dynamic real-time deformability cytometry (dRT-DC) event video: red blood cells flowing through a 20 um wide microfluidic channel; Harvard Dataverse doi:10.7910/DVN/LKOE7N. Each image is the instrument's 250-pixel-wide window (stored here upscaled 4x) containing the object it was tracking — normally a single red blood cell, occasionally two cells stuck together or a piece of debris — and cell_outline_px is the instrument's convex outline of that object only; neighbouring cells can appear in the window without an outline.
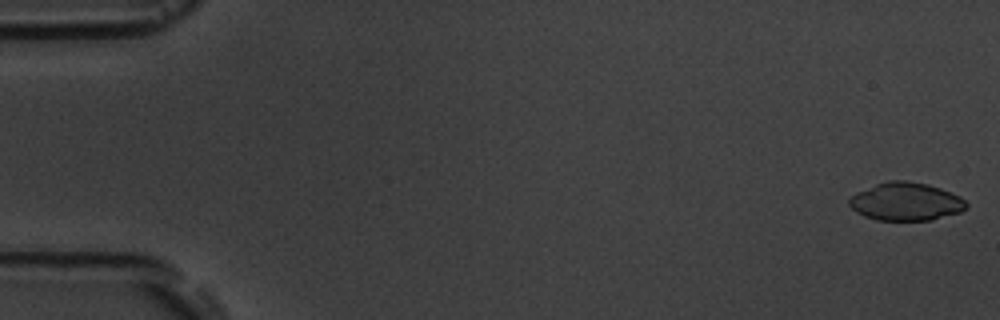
{"species": "common noctule bat (a hibernating species)", "species_latin": "Nyctalus noctula", "temperature_condition": "room temperature", "stored_images_in_passage": 6, "camera_frame_rate_fps": 3000, "um_per_image_px": 0.085, "animal": {"sex": "male", "body_mass_g": 19.5, "forearm_length_mm": 54.6}, "frame": {"image": 1, "passage_image": 1, "time_ms": 0.0, "image_size_px": [1000, 320], "cell_outline_px": [[968, 208], [960, 212], [932, 220], [876, 220], [864, 216], [856, 212], [848, 204], [848, 200], [856, 192], [876, 184], [888, 180], [904, 180], [928, 184], [940, 188], [960, 196], [968, 204]], "centroid_in_image_um": [77.0, 17.14], "position_along_channel_um": 8.0, "area_um2": 26.07}}
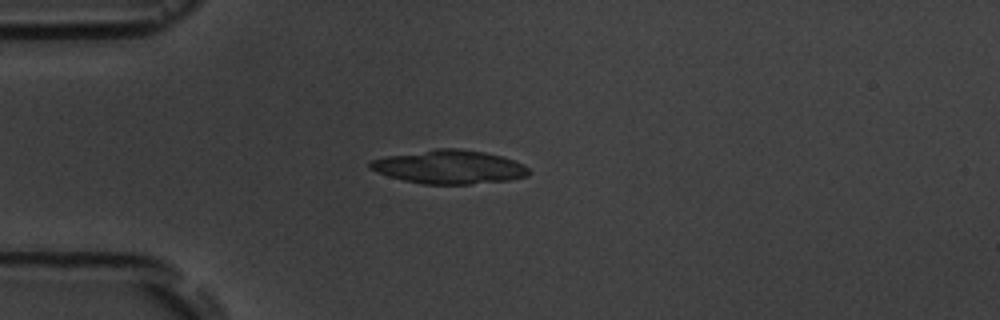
{"frame": {"image": 2, "passage_image": 5, "time_ms": 4.667, "image_size_px": [1000, 320], "cell_outline_px": [[532, 172], [528, 176], [508, 180], [472, 184], [424, 184], [404, 180], [388, 176], [368, 168], [368, 164], [372, 160], [388, 156], [436, 148], [460, 148], [484, 152], [500, 156], [524, 164]], "centroid_in_image_um": [38.21, 14.19], "position_along_channel_um": 46.8, "area_um2": 31.04}}